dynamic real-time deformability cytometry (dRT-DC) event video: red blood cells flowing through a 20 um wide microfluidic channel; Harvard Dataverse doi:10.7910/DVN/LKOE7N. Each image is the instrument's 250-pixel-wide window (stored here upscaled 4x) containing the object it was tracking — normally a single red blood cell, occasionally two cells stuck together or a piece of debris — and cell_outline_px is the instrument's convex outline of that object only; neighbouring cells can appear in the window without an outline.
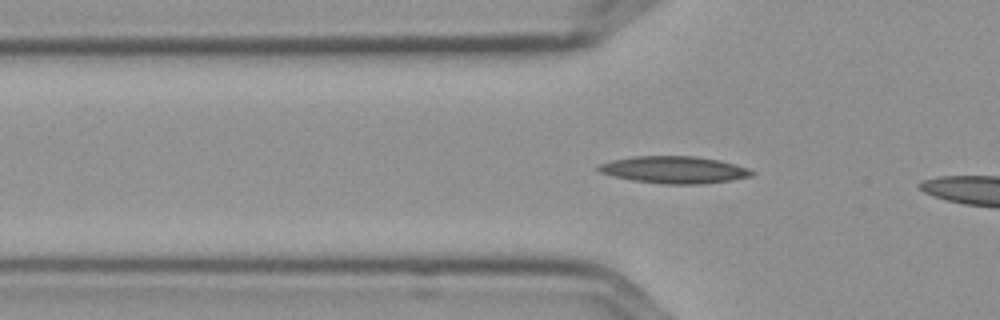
{"species": "Egyptian fruit bat (a non-hibernating species)", "species_latin": "Rousettus aegyptiacus", "temperature_condition": "cold", "stored_images_in_passage": 23, "camera_frame_rate_fps": 3000, "um_per_image_px": 0.085, "frame": {"image": 1, "passage_image": 6, "time_ms": 1.667, "image_size_px": [1000, 320], "cell_outline_px": [[756, 172], [752, 176], [732, 180], [700, 184], [664, 184], [632, 180], [600, 172], [596, 168], [600, 164], [612, 160], [636, 156], [696, 156], [720, 160]], "centroid_in_image_um": [57.31, 14.43], "position_along_channel_um": 68.5, "area_um2": 23.93}}
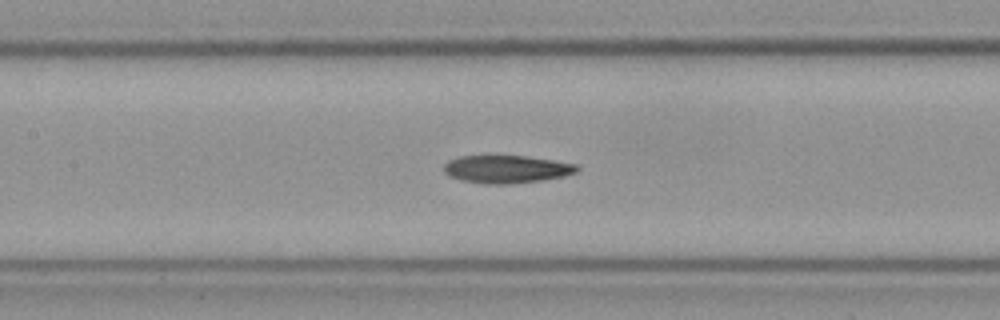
{"frame": {"image": 2, "passage_image": 14, "time_ms": 4.333, "image_size_px": [1000, 320], "cell_outline_px": [[580, 168], [576, 172], [560, 176], [540, 180], [504, 184], [488, 184], [464, 180], [448, 176], [444, 172], [444, 164], [448, 160], [460, 156], [496, 152], [552, 160], [576, 164]], "centroid_in_image_um": [42.96, 14.32], "position_along_channel_um": 164.4, "area_um2": 22.08}}
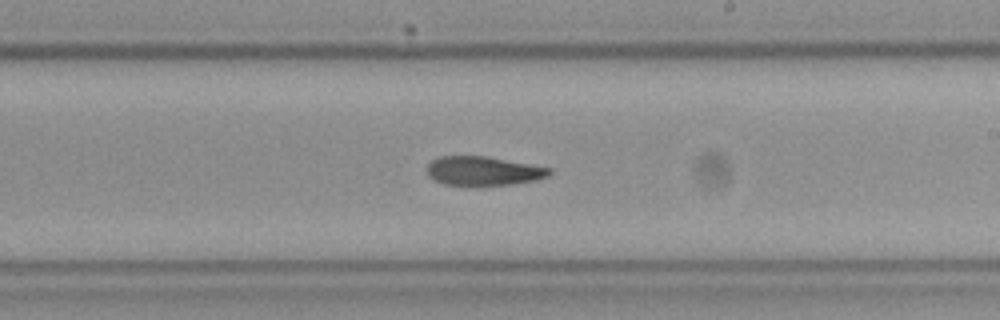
{"frame": {"image": 3, "passage_image": 21, "time_ms": 6.667, "image_size_px": [1000, 320], "cell_outline_px": [[552, 172], [548, 176], [536, 180], [508, 184], [444, 184], [428, 176], [428, 164], [436, 156], [488, 156], [552, 168]], "centroid_in_image_um": [41.1, 14.5], "position_along_channel_um": 247.9, "area_um2": 20.4}}